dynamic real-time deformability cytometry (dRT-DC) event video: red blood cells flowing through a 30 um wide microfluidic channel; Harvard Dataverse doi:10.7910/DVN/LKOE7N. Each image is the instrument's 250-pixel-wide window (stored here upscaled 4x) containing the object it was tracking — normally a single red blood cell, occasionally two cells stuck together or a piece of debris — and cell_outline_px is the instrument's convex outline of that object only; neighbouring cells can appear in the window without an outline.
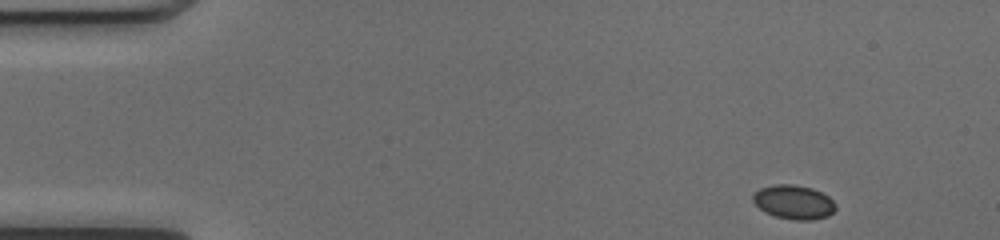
{"species": "common noctule bat (a hibernating species)", "species_latin": "Nyctalus noctula", "temperature_condition": "cold", "stored_images_in_passage": 47, "camera_frame_rate_fps": 3000, "um_per_image_px": 0.085, "animal": {"sex": "female", "body_mass_g": 17.0, "forearm_length_mm": 48.0}, "frame": {"image": 1, "passage_image": 1, "time_ms": 0.0, "image_size_px": [1000, 240], "cell_outline_px": [[836, 208], [828, 216], [812, 220], [792, 220], [776, 216], [764, 212], [752, 200], [752, 196], [760, 188], [772, 184], [792, 184], [812, 188], [828, 196], [836, 204]], "centroid_in_image_um": [67.46, 17.18], "position_along_channel_um": 17.5, "area_um2": 16.42}}
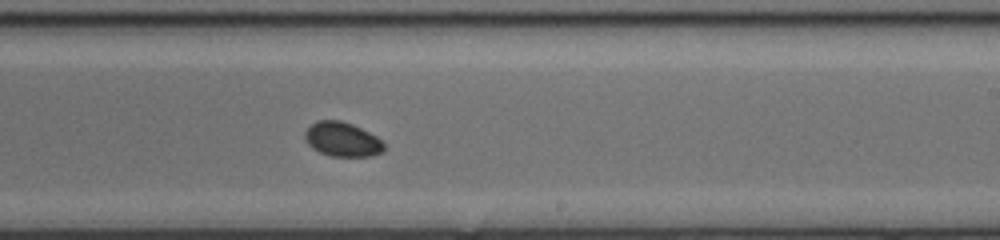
{"frame": {"image": 2, "passage_image": 27, "time_ms": 8.667, "image_size_px": [1000, 240], "cell_outline_px": [[384, 148], [380, 152], [372, 156], [332, 156], [320, 152], [312, 148], [308, 144], [304, 136], [304, 132], [316, 120], [340, 120], [352, 124], [376, 136], [384, 144]], "centroid_in_image_um": [29.06, 11.84], "position_along_channel_um": 259.9, "area_um2": 15.66}}
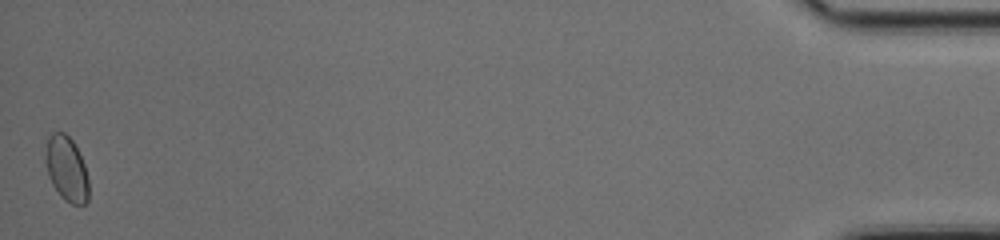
{"frame": {"image": 3, "passage_image": 47, "time_ms": 15.333, "image_size_px": [1000, 240], "cell_outline_px": [[88, 200], [84, 204], [72, 204], [64, 200], [60, 196], [52, 184], [48, 176], [44, 160], [48, 136], [52, 132], [64, 132], [72, 140], [84, 164], [88, 180]], "centroid_in_image_um": [5.63, 14.35], "position_along_channel_um": 429.6, "area_um2": 16.36}, "authors_computed_cell_mechanics": {"area_um2": 16.0684, "velocity_mm_per_s": 4.0191, "shape_relaxation_time_tau1_ms": 1.1463, "shape_relaxation_time_tau2_ms": null, "deformation_change_tau1": 0.0261, "deformation_change_tau2": null}}